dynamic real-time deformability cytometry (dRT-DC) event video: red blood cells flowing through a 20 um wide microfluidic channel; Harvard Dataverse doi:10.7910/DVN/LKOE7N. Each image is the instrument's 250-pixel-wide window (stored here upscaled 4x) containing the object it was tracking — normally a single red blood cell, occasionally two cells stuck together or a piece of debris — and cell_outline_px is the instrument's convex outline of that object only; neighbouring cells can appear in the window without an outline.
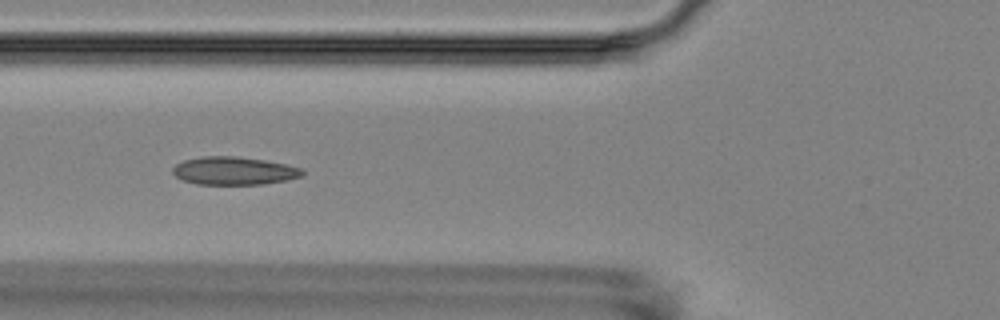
{"species": "Egyptian fruit bat (a non-hibernating species)", "species_latin": "Rousettus aegyptiacus", "temperature_condition": "room temperature", "stored_images_in_passage": 15, "camera_frame_rate_fps": 3000, "um_per_image_px": 0.085, "animal": {"sex": "female"}, "frame": {"image": 1, "passage_image": 5, "time_ms": 4.667, "image_size_px": [1000, 320], "cell_outline_px": [[304, 176], [288, 180], [264, 184], [196, 184], [184, 180], [176, 176], [172, 172], [172, 168], [176, 164], [184, 160], [200, 156], [236, 156], [264, 160], [284, 164], [300, 168], [304, 172]], "centroid_in_image_um": [19.89, 14.52], "position_along_channel_um": 105.9, "area_um2": 21.15}}
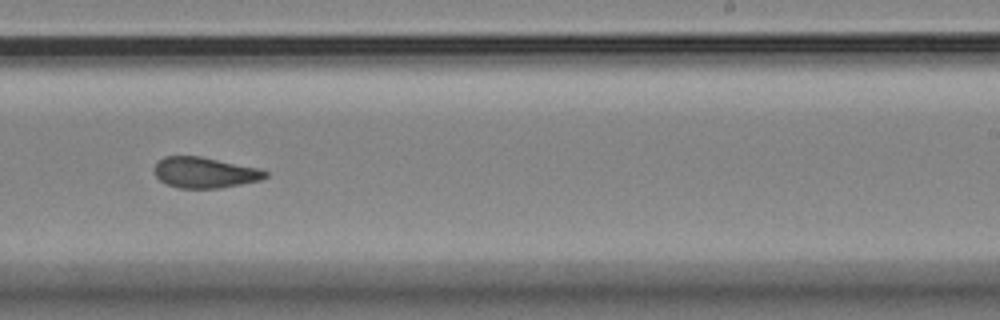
{"frame": {"image": 2, "passage_image": 9, "time_ms": 9.333, "image_size_px": [1000, 320], "cell_outline_px": [[268, 176], [260, 180], [220, 188], [180, 188], [168, 184], [160, 180], [156, 176], [152, 168], [164, 156], [200, 156], [256, 168], [268, 172]], "centroid_in_image_um": [17.37, 14.67], "position_along_channel_um": 271.6, "area_um2": 19.65}}
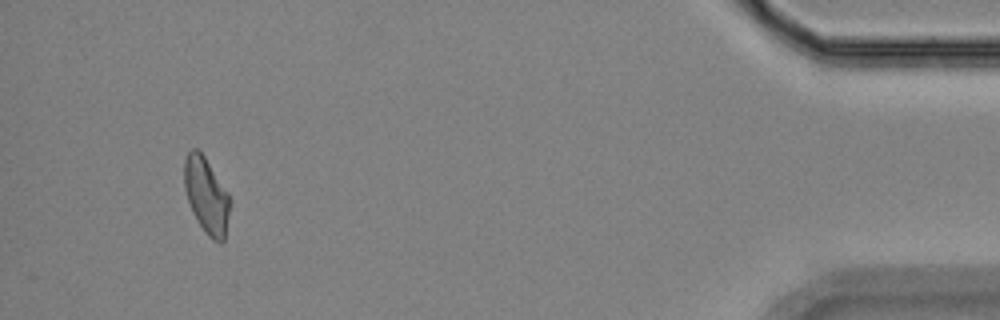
{"frame": {"image": 3, "passage_image": 14, "time_ms": 15.333, "image_size_px": [1000, 320], "cell_outline_px": [[228, 212], [224, 240], [220, 244], [212, 240], [204, 232], [192, 212], [184, 188], [184, 160], [188, 152], [192, 148], [196, 148], [204, 156], [228, 192]], "centroid_in_image_um": [17.51, 16.62], "position_along_channel_um": 417.7, "area_um2": 19.88}, "authors_computed_cell_mechanics": {"area_um2": 20.4612, "velocity_mm_per_s": 3.5545, "shape_relaxation_time_tau1_ms": null, "shape_relaxation_time_tau2_ms": 1.633, "deformation_change_tau1": null, "deformation_change_tau2": 0.0482}}